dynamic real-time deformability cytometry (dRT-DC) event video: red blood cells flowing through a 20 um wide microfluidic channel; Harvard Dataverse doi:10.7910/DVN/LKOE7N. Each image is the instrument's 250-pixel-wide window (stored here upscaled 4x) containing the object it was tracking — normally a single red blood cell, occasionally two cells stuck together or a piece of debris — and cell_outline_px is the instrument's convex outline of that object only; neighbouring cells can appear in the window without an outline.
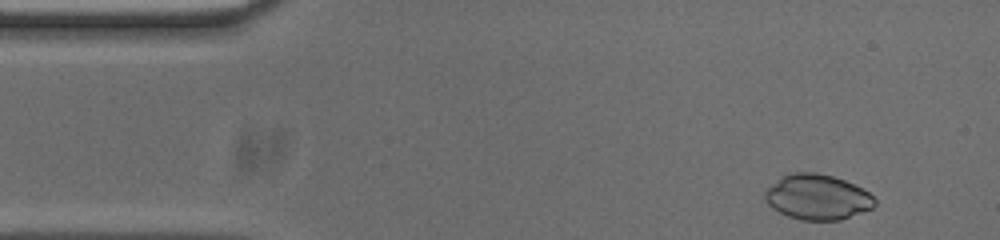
{"species": "common noctule bat (a hibernating species)", "species_latin": "Nyctalus noctula", "temperature_condition": "cold", "stored_images_in_passage": 51, "camera_frame_rate_fps": 3000, "um_per_image_px": 0.085, "animal": {"sex": "male", "body_mass_g": 20.0, "forearm_length_mm": 53.3}, "frame": {"image": 1, "passage_image": 2, "time_ms": 0.333, "image_size_px": [1000, 240], "cell_outline_px": [[876, 204], [872, 208], [840, 220], [800, 220], [788, 216], [772, 208], [764, 200], [764, 192], [772, 184], [784, 176], [792, 172], [816, 172], [832, 176], [844, 180], [868, 192], [876, 200]], "centroid_in_image_um": [69.46, 16.76], "position_along_channel_um": 15.5, "area_um2": 28.73}}
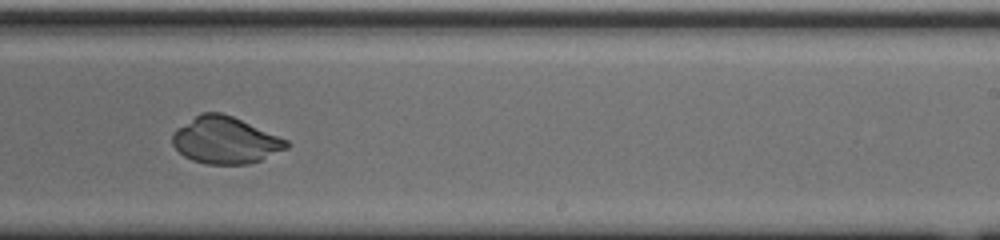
{"frame": {"image": 2, "passage_image": 29, "time_ms": 9.333, "image_size_px": [1000, 240], "cell_outline_px": [[292, 144], [288, 148], [260, 160], [248, 164], [204, 164], [192, 160], [184, 156], [172, 144], [172, 132], [176, 128], [200, 112], [220, 112], [232, 116], [288, 140]], "centroid_in_image_um": [19.13, 11.92], "position_along_channel_um": 269.9, "area_um2": 31.21}}
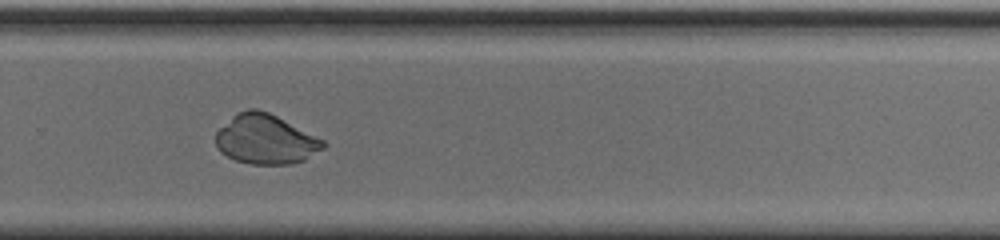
{"frame": {"image": 3, "passage_image": 32, "time_ms": 10.333, "image_size_px": [1000, 240], "cell_outline_px": [[328, 144], [324, 148], [304, 160], [292, 164], [252, 164], [236, 160], [220, 152], [216, 148], [216, 132], [236, 112], [248, 108], [256, 108], [268, 112], [324, 140]], "centroid_in_image_um": [22.57, 11.84], "position_along_channel_um": 307.2, "area_um2": 30.98}}